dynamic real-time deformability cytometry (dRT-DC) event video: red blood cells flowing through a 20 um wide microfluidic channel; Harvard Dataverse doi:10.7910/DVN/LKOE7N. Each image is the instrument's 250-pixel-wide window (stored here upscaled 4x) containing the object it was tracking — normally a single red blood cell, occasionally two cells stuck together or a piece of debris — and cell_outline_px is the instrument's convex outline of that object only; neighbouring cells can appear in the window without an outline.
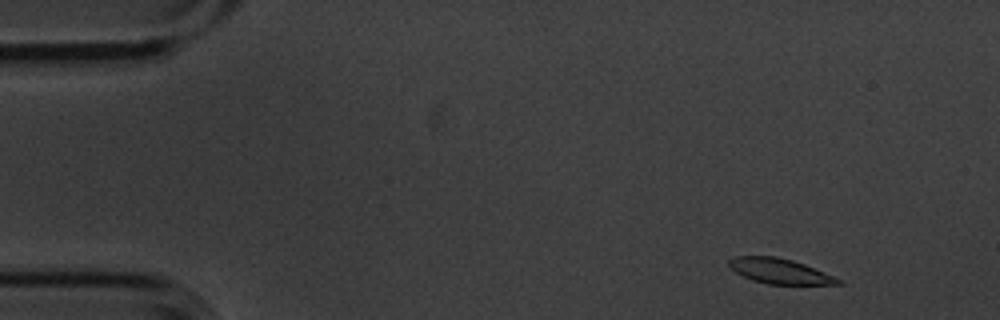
{"species": "common noctule bat (a hibernating species)", "species_latin": "Nyctalus noctula", "temperature_condition": "cold", "stored_images_in_passage": 3, "camera_frame_rate_fps": 3000, "um_per_image_px": 0.085, "animal": {"sex": "male", "body_mass_g": 20.1, "forearm_length_mm": 53.5}, "frame": {"image": 1, "passage_image": 1, "time_ms": 0.0, "image_size_px": [1000, 320], "cell_outline_px": [[840, 284], [768, 284], [752, 280], [736, 272], [728, 264], [728, 260], [732, 256], [776, 256], [792, 260], [804, 264], [832, 276], [840, 280]], "centroid_in_image_um": [66.2, 23.03], "position_along_channel_um": 18.8, "area_um2": 15.66}}
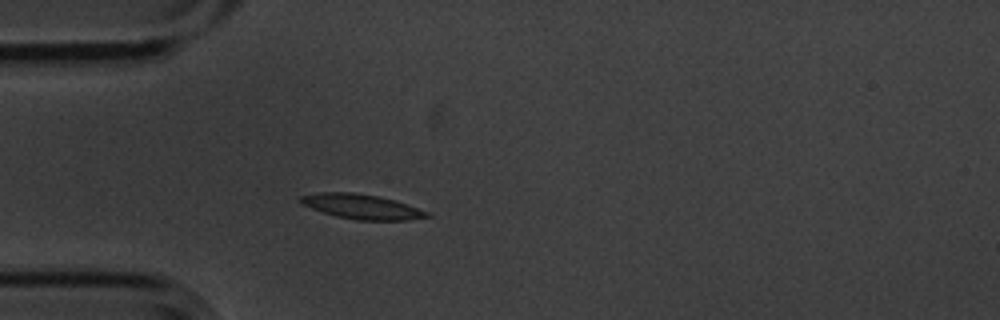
{"frame": {"image": 2, "passage_image": 3, "time_ms": 0.667, "image_size_px": [1000, 320], "cell_outline_px": [[432, 216], [408, 220], [356, 220], [336, 216], [300, 204], [300, 196], [320, 192], [352, 192], [376, 196], [408, 204], [428, 212]], "centroid_in_image_um": [30.74, 17.56], "position_along_channel_um": 54.3, "area_um2": 18.03}}